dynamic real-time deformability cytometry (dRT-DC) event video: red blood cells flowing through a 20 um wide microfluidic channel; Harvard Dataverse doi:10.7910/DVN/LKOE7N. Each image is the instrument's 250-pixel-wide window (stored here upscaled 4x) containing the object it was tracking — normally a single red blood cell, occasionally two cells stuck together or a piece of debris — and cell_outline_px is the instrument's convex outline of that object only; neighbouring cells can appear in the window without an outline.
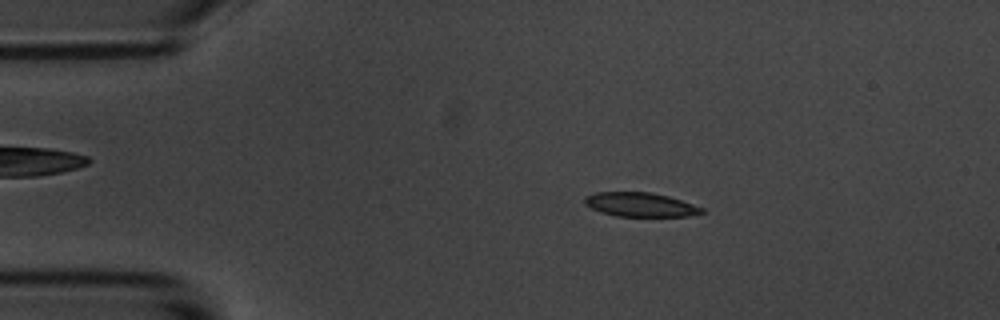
{"species": "common noctule bat (a hibernating species)", "species_latin": "Nyctalus noctula", "temperature_condition": "room temperature", "stored_images_in_passage": 56, "camera_frame_rate_fps": 3000, "um_per_image_px": 0.085, "animal": {"sex": "male", "body_mass_g": 20.1, "forearm_length_mm": 53.5}, "frame": {"image": 1, "passage_image": 10, "time_ms": 3.0, "image_size_px": [1000, 320], "cell_outline_px": [[704, 212], [688, 216], [616, 216], [600, 212], [584, 204], [584, 196], [596, 192], [652, 192], [668, 196], [704, 208]], "centroid_in_image_um": [54.39, 17.39], "position_along_channel_um": 30.6, "area_um2": 16.42}}
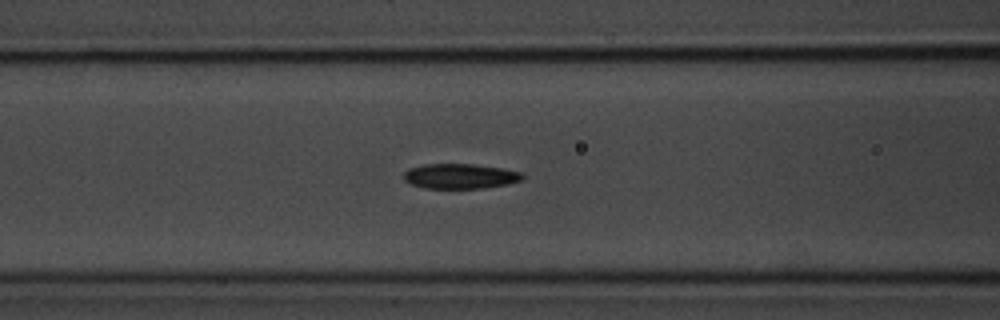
{"frame": {"image": 2, "passage_image": 22, "time_ms": 7.0, "image_size_px": [1000, 320], "cell_outline_px": [[524, 180], [508, 184], [484, 188], [424, 188], [412, 184], [404, 180], [404, 172], [408, 168], [424, 164], [472, 164], [500, 168], [524, 172]], "centroid_in_image_um": [39.14, 14.97], "position_along_channel_um": 127.5, "area_um2": 17.4}}
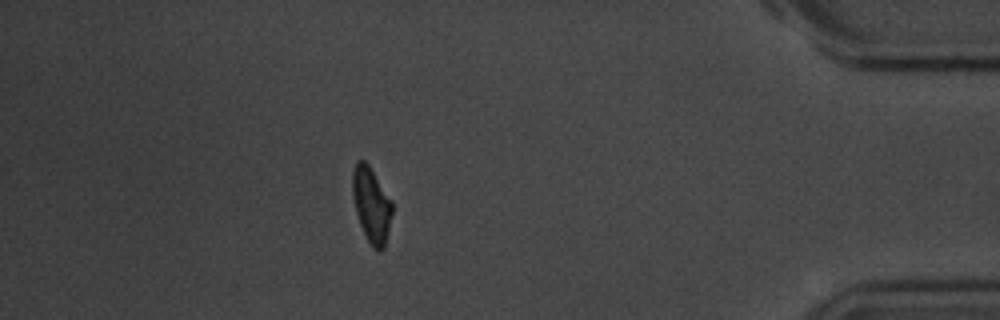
{"frame": {"image": 3, "passage_image": 49, "time_ms": 16.0, "image_size_px": [1000, 320], "cell_outline_px": [[392, 212], [384, 248], [380, 252], [372, 248], [360, 224], [356, 212], [352, 196], [352, 172], [356, 160], [364, 160], [368, 164], [392, 204]], "centroid_in_image_um": [31.54, 17.42], "position_along_channel_um": 403.7, "area_um2": 16.99}, "authors_computed_cell_mechanics": {"area_um2": 17.6579, "velocity_mm_per_s": 3.5747, "shape_relaxation_time_tau1_ms": 2.8446, "shape_relaxation_time_tau2_ms": 2.5055, "deformation_change_tau1": 0.1197, "deformation_change_tau2": 0.0758}}